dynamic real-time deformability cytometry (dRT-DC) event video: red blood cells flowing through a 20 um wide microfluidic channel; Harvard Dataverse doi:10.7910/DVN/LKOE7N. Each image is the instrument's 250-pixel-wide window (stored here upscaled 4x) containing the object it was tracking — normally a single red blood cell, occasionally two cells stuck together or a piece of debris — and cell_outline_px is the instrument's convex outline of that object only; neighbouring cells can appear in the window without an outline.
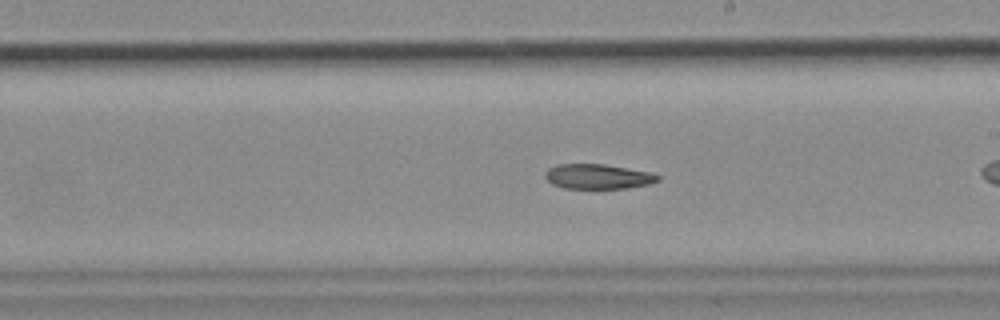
{"species": "common noctule bat (a hibernating species)", "species_latin": "Nyctalus noctula", "temperature_condition": "cold", "stored_images_in_passage": 26, "camera_frame_rate_fps": 3000, "um_per_image_px": 0.085, "animal": {"sex": "female", "body_mass_g": 18.4}, "frame": {"image": 1, "passage_image": 15, "time_ms": 4.667, "image_size_px": [1000, 320], "cell_outline_px": [[660, 180], [648, 184], [628, 188], [564, 188], [552, 184], [544, 176], [544, 172], [548, 168], [556, 164], [604, 164], [648, 172], [660, 176]], "centroid_in_image_um": [50.78, 15.0], "position_along_channel_um": 238.2, "area_um2": 16.24}}